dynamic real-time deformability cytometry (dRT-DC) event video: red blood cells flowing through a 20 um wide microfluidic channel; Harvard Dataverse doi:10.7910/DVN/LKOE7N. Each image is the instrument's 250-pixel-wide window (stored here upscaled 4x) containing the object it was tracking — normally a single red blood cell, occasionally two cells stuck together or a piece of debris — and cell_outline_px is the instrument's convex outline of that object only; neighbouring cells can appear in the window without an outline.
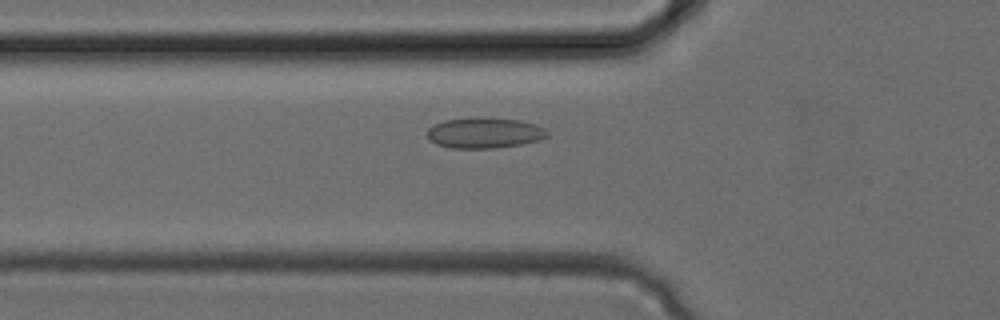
{"species": "common noctule bat (a hibernating species)", "species_latin": "Nyctalus noctula", "temperature_condition": "cold", "stored_images_in_passage": 33, "camera_frame_rate_fps": 3000, "um_per_image_px": 0.085, "animal": {"sex": "female", "body_mass_g": 24.6, "forearm_length_mm": 56.2}, "frame": {"image": 1, "passage_image": 11, "time_ms": 3.333, "image_size_px": [1000, 320], "cell_outline_px": [[548, 136], [540, 140], [520, 144], [496, 148], [452, 148], [436, 144], [428, 140], [424, 132], [428, 128], [444, 120], [476, 116], [480, 116], [520, 120], [536, 124], [544, 128], [548, 132]], "centroid_in_image_um": [41.14, 11.28], "position_along_channel_um": 84.7, "area_um2": 21.91}}
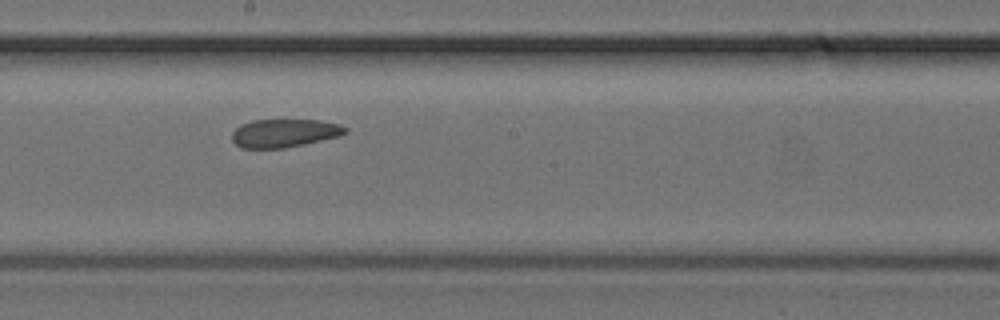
{"frame": {"image": 2, "passage_image": 18, "time_ms": 5.667, "image_size_px": [1000, 320], "cell_outline_px": [[348, 132], [340, 136], [304, 144], [284, 148], [240, 148], [232, 140], [232, 132], [240, 124], [252, 120], [320, 120], [340, 124], [348, 128]], "centroid_in_image_um": [24.18, 11.31], "position_along_channel_um": 224.0, "area_um2": 18.79}}
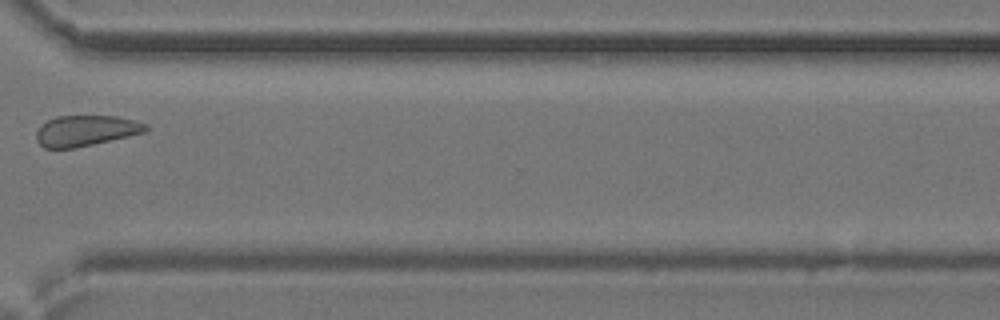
{"frame": {"image": 3, "passage_image": 25, "time_ms": 8.0, "image_size_px": [1000, 320], "cell_outline_px": [[148, 128], [144, 132], [128, 136], [76, 148], [44, 148], [36, 140], [36, 132], [40, 124], [56, 116], [116, 116], [136, 120], [148, 124]], "centroid_in_image_um": [7.27, 11.1], "position_along_channel_um": 363.3, "area_um2": 19.65}}